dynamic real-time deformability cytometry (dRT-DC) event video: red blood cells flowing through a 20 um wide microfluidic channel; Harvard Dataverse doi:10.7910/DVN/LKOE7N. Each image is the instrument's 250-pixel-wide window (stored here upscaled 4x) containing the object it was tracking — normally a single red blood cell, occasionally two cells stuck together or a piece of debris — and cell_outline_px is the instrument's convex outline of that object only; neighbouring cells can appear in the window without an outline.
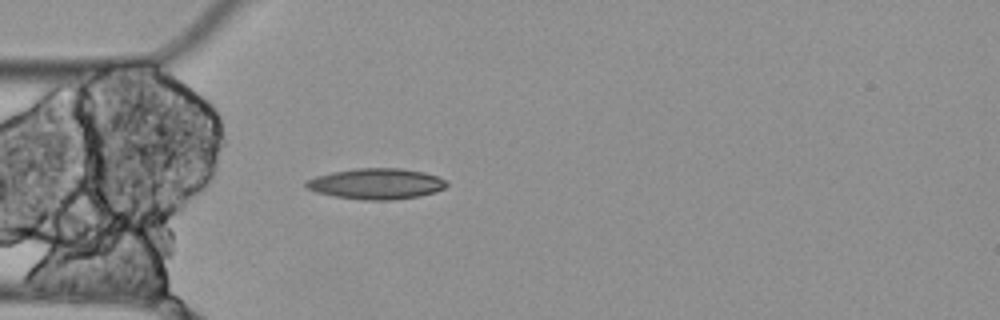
{"species": "Egyptian fruit bat (a non-hibernating species)", "species_latin": "Rousettus aegyptiacus", "temperature_condition": "cold", "stored_images_in_passage": 4, "camera_frame_rate_fps": 3000, "um_per_image_px": 0.085, "animal": {"sex": "female"}, "frame": {"image": 1, "passage_image": 4, "time_ms": 1.0, "image_size_px": [1000, 320], "cell_outline_px": [[448, 184], [444, 188], [420, 196], [392, 200], [364, 200], [336, 196], [316, 192], [308, 188], [304, 184], [304, 180], [316, 176], [332, 172], [356, 168], [400, 168], [424, 172], [436, 176], [444, 180]], "centroid_in_image_um": [31.95, 15.61], "position_along_channel_um": 53.0, "area_um2": 25.09}}